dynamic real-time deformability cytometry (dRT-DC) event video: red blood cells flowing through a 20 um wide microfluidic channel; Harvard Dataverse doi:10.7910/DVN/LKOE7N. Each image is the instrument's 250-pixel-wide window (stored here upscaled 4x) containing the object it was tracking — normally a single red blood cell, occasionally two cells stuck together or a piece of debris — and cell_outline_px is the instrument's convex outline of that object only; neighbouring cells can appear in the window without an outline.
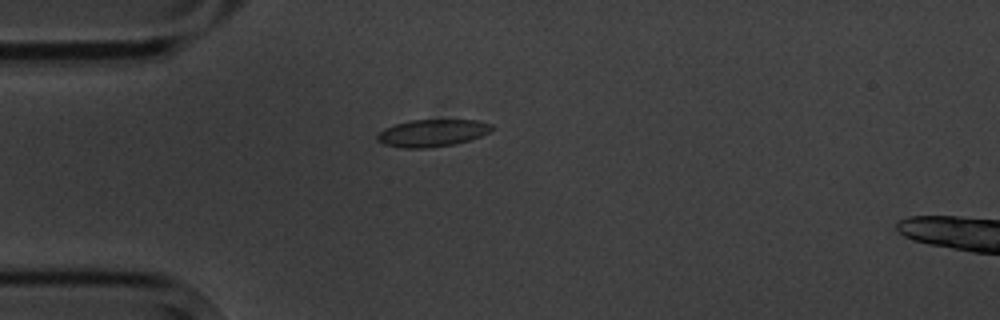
{"species": "common noctule bat (a hibernating species)", "species_latin": "Nyctalus noctula", "temperature_condition": "cold", "stored_images_in_passage": 11, "camera_frame_rate_fps": 3000, "um_per_image_px": 0.085, "animal": {"sex": "male", "body_mass_g": 20.1, "forearm_length_mm": 53.5}, "frame": {"image": 1, "passage_image": 4, "time_ms": 4.333, "image_size_px": [1000, 320], "cell_outline_px": [[492, 128], [488, 132], [480, 136], [456, 144], [428, 148], [400, 148], [384, 144], [376, 140], [376, 136], [384, 128], [396, 124], [412, 120], [476, 120], [492, 124]], "centroid_in_image_um": [36.71, 11.31], "position_along_channel_um": 48.3, "area_um2": 18.09}}
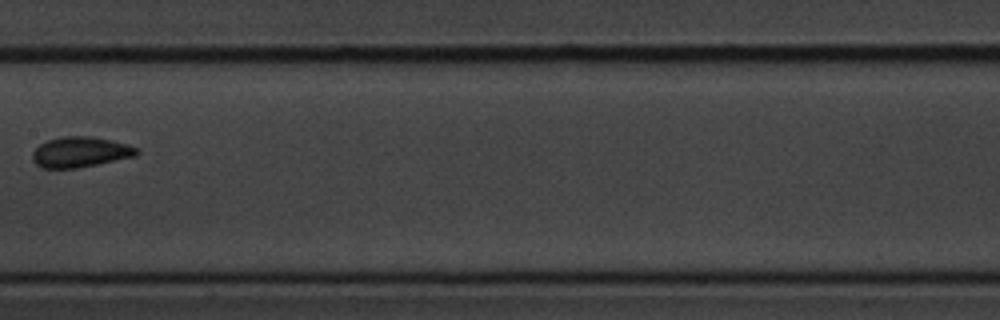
{"frame": {"image": 2, "passage_image": 8, "time_ms": 9.0, "image_size_px": [1000, 320], "cell_outline_px": [[140, 152], [136, 156], [80, 168], [40, 168], [32, 160], [32, 152], [40, 144], [48, 140], [60, 136], [92, 136], [112, 140], [128, 144], [140, 148]], "centroid_in_image_um": [6.85, 12.92], "position_along_channel_um": 200.5, "area_um2": 18.84}}
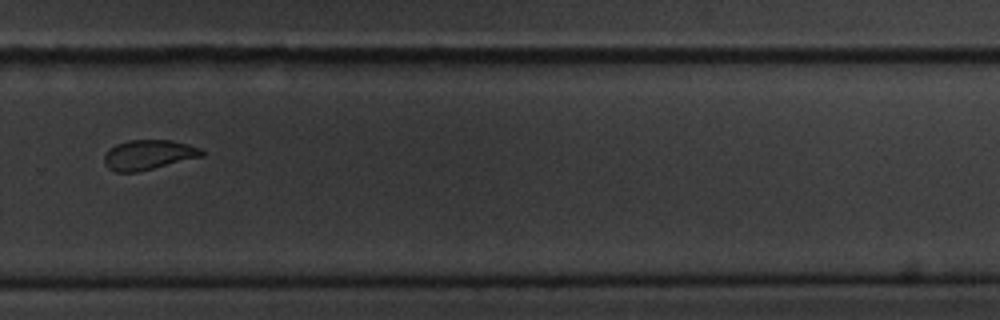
{"frame": {"image": 3, "passage_image": 11, "time_ms": 12.333, "image_size_px": [1000, 320], "cell_outline_px": [[204, 156], [140, 172], [116, 172], [108, 168], [104, 164], [104, 156], [108, 148], [116, 144], [128, 140], [172, 140], [188, 144], [200, 148], [204, 152]], "centroid_in_image_um": [12.61, 13.16], "position_along_channel_um": 317.2, "area_um2": 17.22}}